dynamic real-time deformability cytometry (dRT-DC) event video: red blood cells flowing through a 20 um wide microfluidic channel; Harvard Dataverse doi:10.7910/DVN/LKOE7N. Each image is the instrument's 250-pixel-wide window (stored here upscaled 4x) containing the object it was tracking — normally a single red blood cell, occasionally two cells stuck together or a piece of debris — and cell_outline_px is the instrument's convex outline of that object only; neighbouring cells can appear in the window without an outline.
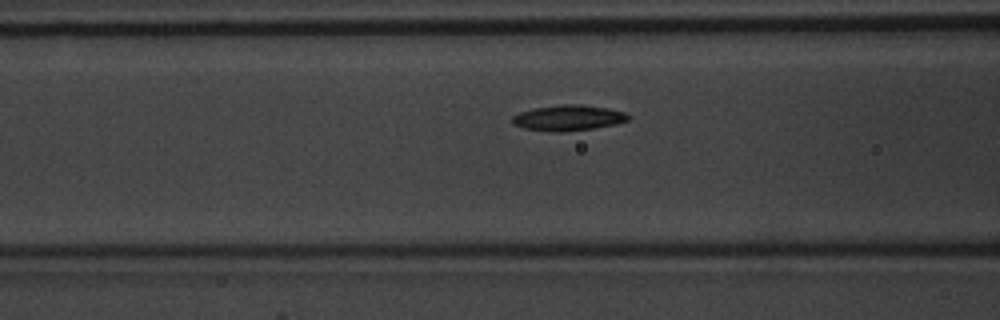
{"species": "common noctule bat (a hibernating species)", "species_latin": "Nyctalus noctula", "temperature_condition": "warm", "stored_images_in_passage": 36, "camera_frame_rate_fps": 3000, "um_per_image_px": 0.085, "animal": {"sex": "male", "body_mass_g": 20.1, "forearm_length_mm": 53.5}, "frame": {"image": 1, "passage_image": 15, "time_ms": 4.667, "image_size_px": [1000, 320], "cell_outline_px": [[632, 116], [628, 120], [616, 124], [592, 128], [560, 132], [548, 132], [524, 128], [512, 124], [512, 116], [520, 112], [536, 108], [564, 104], [580, 104], [608, 108], [624, 112]], "centroid_in_image_um": [48.31, 10.02], "position_along_channel_um": 118.3, "area_um2": 17.28}}
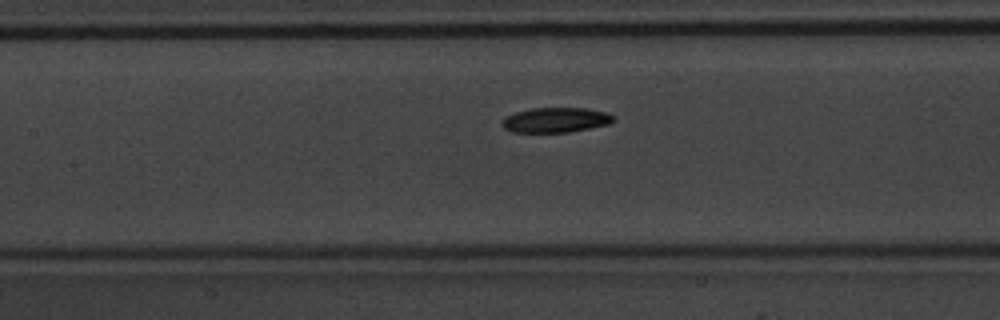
{"frame": {"image": 2, "passage_image": 18, "time_ms": 5.667, "image_size_px": [1000, 320], "cell_outline_px": [[616, 120], [608, 124], [568, 132], [512, 132], [504, 128], [500, 124], [508, 116], [516, 112], [532, 108], [584, 108], [604, 112], [612, 116]], "centroid_in_image_um": [47.21, 10.2], "position_along_channel_um": 160.2, "area_um2": 15.9}}
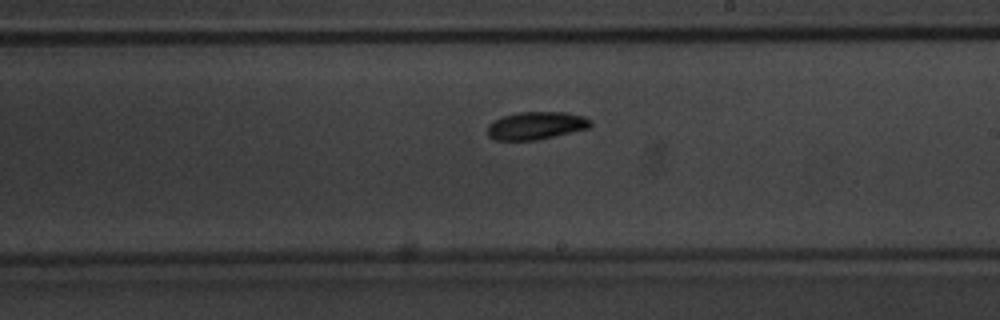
{"frame": {"image": 3, "passage_image": 24, "time_ms": 7.667, "image_size_px": [1000, 320], "cell_outline_px": [[592, 124], [588, 128], [572, 132], [536, 140], [496, 140], [488, 136], [488, 124], [500, 116], [520, 112], [564, 112], [584, 116], [592, 120]], "centroid_in_image_um": [45.56, 10.67], "position_along_channel_um": 243.4, "area_um2": 16.7}}